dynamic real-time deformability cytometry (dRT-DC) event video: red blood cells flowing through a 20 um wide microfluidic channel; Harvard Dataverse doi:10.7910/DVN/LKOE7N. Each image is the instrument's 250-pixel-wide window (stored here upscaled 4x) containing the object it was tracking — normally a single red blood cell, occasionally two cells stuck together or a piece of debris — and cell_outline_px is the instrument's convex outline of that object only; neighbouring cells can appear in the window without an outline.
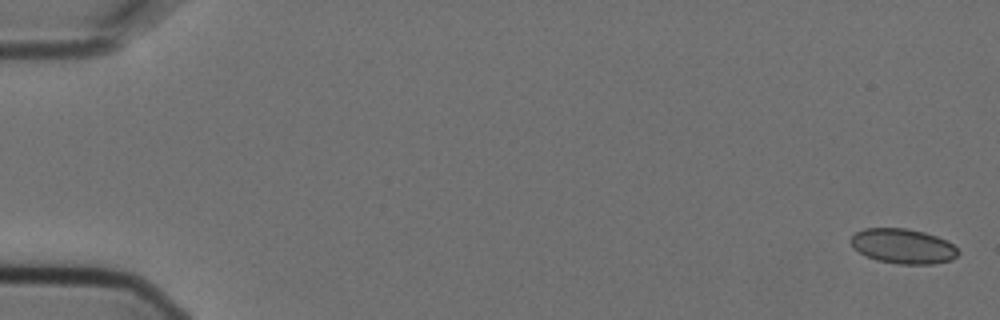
{"species": "Egyptian fruit bat (a non-hibernating species)", "species_latin": "Rousettus aegyptiacus", "temperature_condition": "cold", "stored_images_in_passage": 10, "camera_frame_rate_fps": 3000, "um_per_image_px": 0.085, "animal": {"sex": "female"}, "frame": {"image": 1, "passage_image": 1, "time_ms": 0.0, "image_size_px": [1000, 320], "cell_outline_px": [[960, 252], [952, 260], [932, 264], [896, 264], [876, 260], [852, 248], [848, 240], [856, 232], [864, 228], [904, 228], [924, 232], [936, 236], [952, 244]], "centroid_in_image_um": [76.72, 20.93], "position_along_channel_um": 8.3, "area_um2": 21.85}}
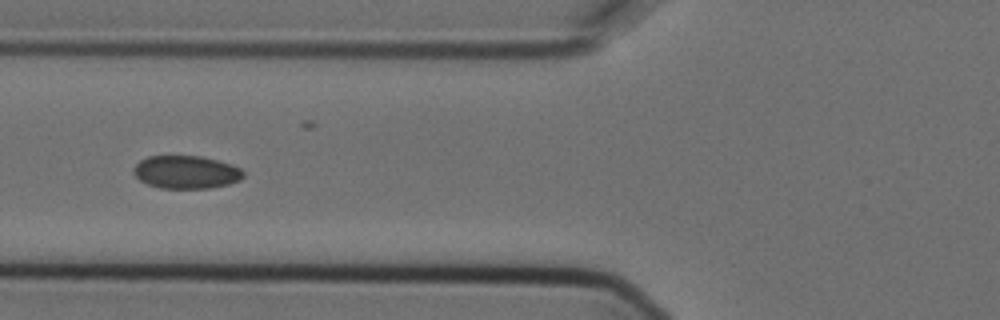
{"frame": {"image": 2, "passage_image": 6, "time_ms": 1.667, "image_size_px": [1000, 320], "cell_outline_px": [[244, 176], [240, 180], [228, 184], [212, 188], [160, 188], [148, 184], [140, 180], [132, 172], [132, 168], [140, 160], [148, 156], [200, 156], [232, 164], [240, 168], [244, 172]], "centroid_in_image_um": [15.82, 14.63], "position_along_channel_um": 110.0, "area_um2": 21.15}}
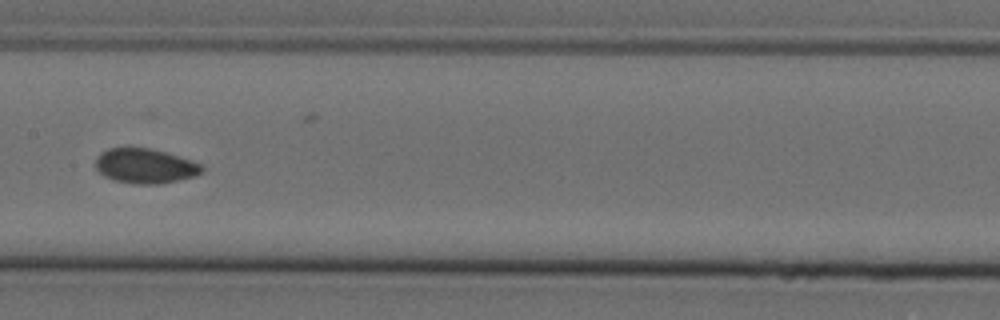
{"frame": {"image": 3, "passage_image": 8, "time_ms": 2.333, "image_size_px": [1000, 320], "cell_outline_px": [[204, 172], [196, 176], [160, 184], [132, 184], [112, 180], [104, 176], [96, 168], [96, 160], [100, 152], [108, 148], [148, 148], [164, 152], [200, 164], [204, 168]], "centroid_in_image_um": [12.31, 14.13], "position_along_channel_um": 195.1, "area_um2": 21.44}}